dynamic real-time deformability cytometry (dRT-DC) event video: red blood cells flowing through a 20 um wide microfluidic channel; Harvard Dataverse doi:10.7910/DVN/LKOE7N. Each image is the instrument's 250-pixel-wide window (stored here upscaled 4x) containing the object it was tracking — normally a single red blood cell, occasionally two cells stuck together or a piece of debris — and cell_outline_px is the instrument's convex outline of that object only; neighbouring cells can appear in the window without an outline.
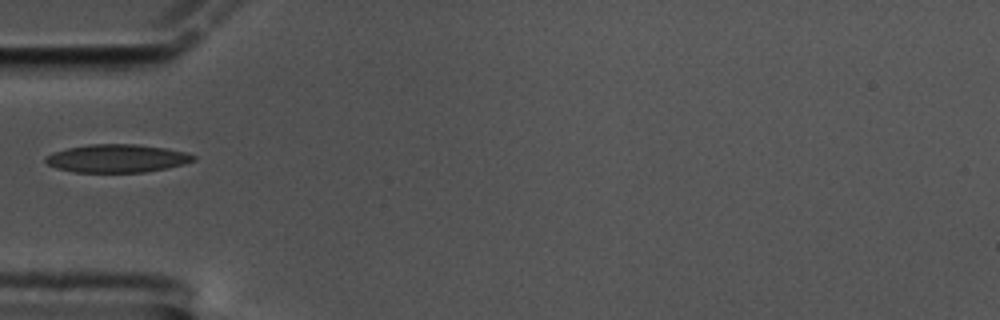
{"species": "common noctule bat (a hibernating species)", "species_latin": "Nyctalus noctula", "temperature_condition": "cold", "stored_images_in_passage": 41, "camera_frame_rate_fps": 3000, "um_per_image_px": 0.085, "animal": {"sex": "male", "body_mass_g": 17.5, "forearm_length_mm": 52.3}, "frame": {"image": 1, "passage_image": 1, "time_ms": 0.0, "image_size_px": [1000, 320], "cell_outline_px": [[196, 160], [184, 164], [168, 168], [144, 172], [76, 172], [56, 168], [48, 164], [44, 160], [44, 156], [52, 152], [68, 148], [88, 144], [136, 144], [164, 148], [184, 152], [196, 156]], "centroid_in_image_um": [9.92, 13.46], "position_along_channel_um": 75.1, "area_um2": 24.22}}
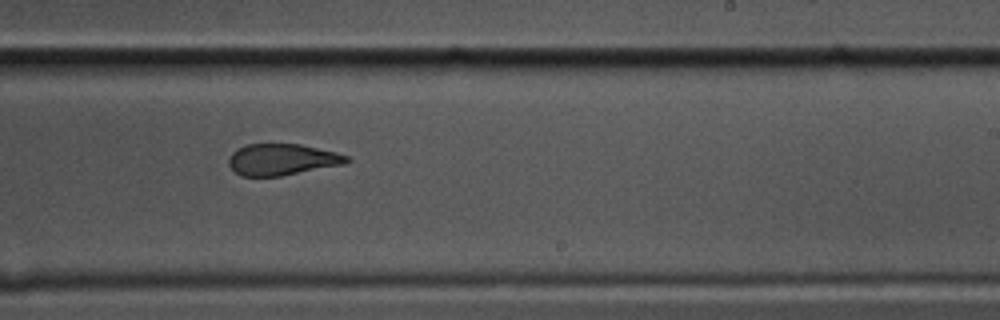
{"frame": {"image": 2, "passage_image": 18, "time_ms": 5.667, "image_size_px": [1000, 320], "cell_outline_px": [[352, 160], [344, 164], [280, 176], [240, 176], [228, 164], [228, 156], [236, 148], [248, 144], [300, 144], [336, 152], [348, 156]], "centroid_in_image_um": [23.95, 13.55], "position_along_channel_um": 265.0, "area_um2": 21.62}}
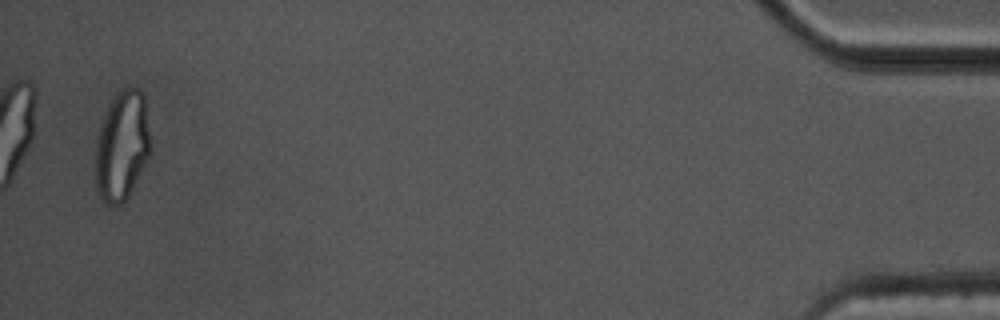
{"frame": {"image": 3, "passage_image": 40, "time_ms": 13.0, "image_size_px": [1000, 320], "cell_outline_px": [[148, 156], [128, 196], [120, 204], [108, 204], [100, 196], [96, 184], [96, 140], [100, 124], [108, 104], [124, 88], [140, 88], [144, 92], [148, 132]], "centroid_in_image_um": [10.34, 12.36], "position_along_channel_um": 424.9, "area_um2": 34.22}}